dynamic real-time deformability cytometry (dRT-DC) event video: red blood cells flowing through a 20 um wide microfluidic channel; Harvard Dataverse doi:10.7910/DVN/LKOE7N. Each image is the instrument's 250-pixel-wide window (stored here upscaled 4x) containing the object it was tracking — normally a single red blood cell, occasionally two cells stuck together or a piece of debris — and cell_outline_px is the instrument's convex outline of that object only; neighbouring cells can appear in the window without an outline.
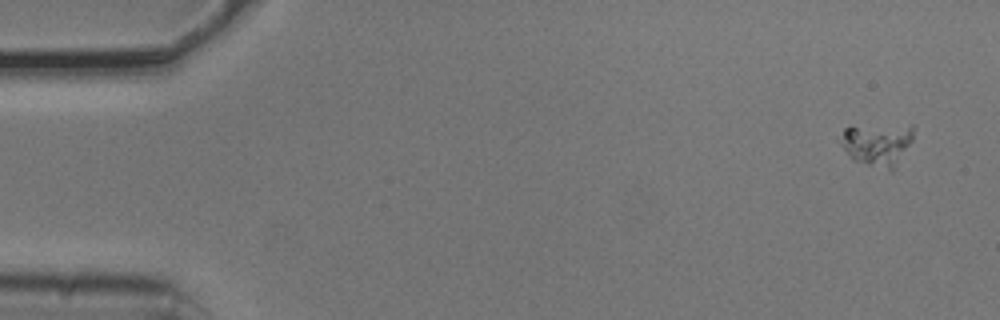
{"species": "common noctule bat (a hibernating species)", "species_latin": "Nyctalus noctula", "temperature_condition": "cold", "stored_images_in_passage": 4, "camera_frame_rate_fps": 3000, "um_per_image_px": 0.085, "animal": {"sex": "male", "body_mass_g": 20.5, "forearm_length_mm": 52.5}, "frame": {"image": 1, "passage_image": 1, "time_ms": 0.0, "image_size_px": [1000, 320], "cell_outline_px": [[912, 140], [892, 172], [888, 172], [852, 160], [844, 148], [844, 128], [912, 124]], "centroid_in_image_um": [74.64, 12.32], "position_along_channel_um": 10.4, "area_um2": 17.69}}
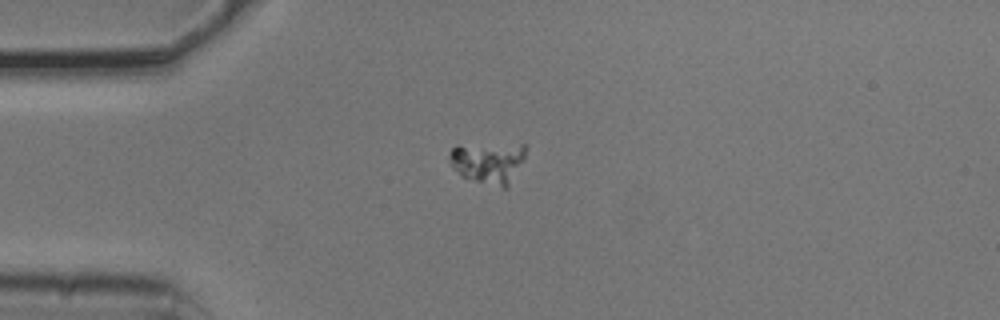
{"frame": {"image": 2, "passage_image": 4, "time_ms": 1.0, "image_size_px": [1000, 320], "cell_outline_px": [[528, 148], [524, 160], [508, 188], [504, 188], [476, 180], [464, 176], [452, 168], [448, 160], [448, 156], [452, 148], [456, 144], [528, 144]], "centroid_in_image_um": [41.53, 13.76], "position_along_channel_um": 43.5, "area_um2": 18.79}}